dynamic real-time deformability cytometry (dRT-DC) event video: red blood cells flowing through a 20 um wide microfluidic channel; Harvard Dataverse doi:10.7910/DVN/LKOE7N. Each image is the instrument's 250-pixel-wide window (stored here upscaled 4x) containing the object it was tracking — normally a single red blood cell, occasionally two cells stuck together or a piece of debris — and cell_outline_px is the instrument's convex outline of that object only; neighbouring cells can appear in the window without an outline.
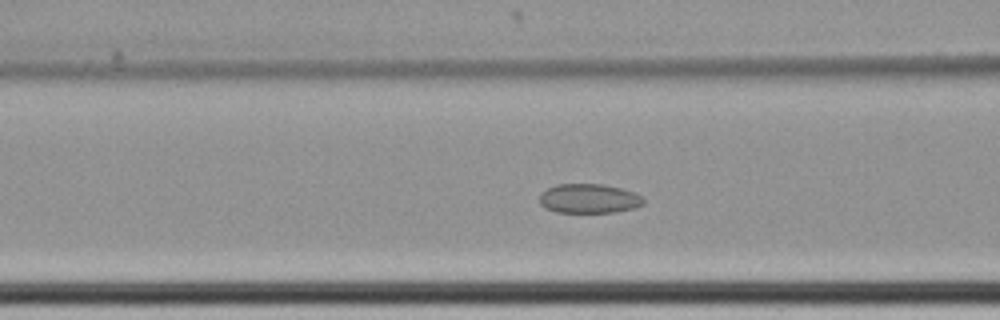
{"species": "common noctule bat (a hibernating species)", "species_latin": "Nyctalus noctula", "temperature_condition": "cold", "stored_images_in_passage": 65, "camera_frame_rate_fps": 3000, "um_per_image_px": 0.085, "animal": {"sex": "female", "body_mass_g": 22.7, "forearm_length_mm": 54.2}, "frame": {"image": 1, "passage_image": 28, "time_ms": 9.0, "image_size_px": [1000, 320], "cell_outline_px": [[644, 204], [636, 208], [616, 212], [556, 212], [544, 208], [540, 204], [540, 192], [556, 184], [604, 184], [620, 188], [632, 192], [640, 196], [644, 200]], "centroid_in_image_um": [50.04, 16.88], "position_along_channel_um": 116.6, "area_um2": 17.86}}
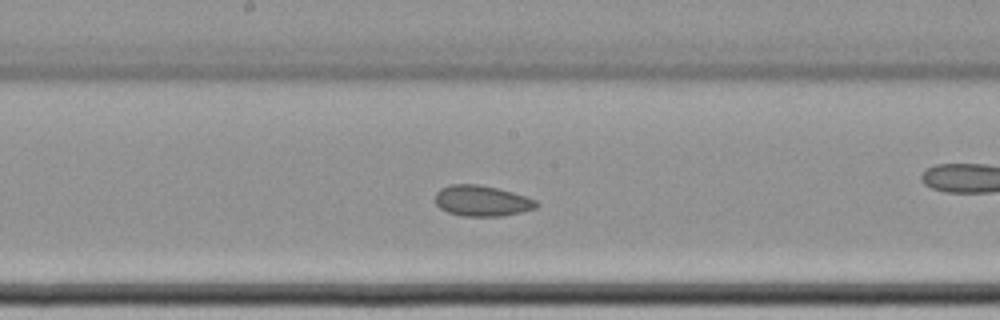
{"frame": {"image": 2, "passage_image": 36, "time_ms": 11.667, "image_size_px": [1000, 320], "cell_outline_px": [[540, 204], [536, 208], [520, 212], [500, 216], [460, 216], [448, 212], [440, 208], [436, 204], [436, 192], [440, 188], [448, 184], [480, 184], [512, 192], [536, 200]], "centroid_in_image_um": [40.94, 17.06], "position_along_channel_um": 207.3, "area_um2": 18.15}}
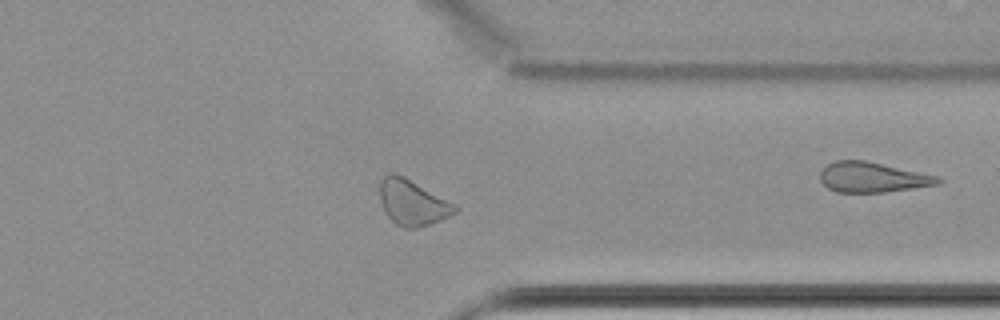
{"frame": {"image": 3, "passage_image": 51, "time_ms": 16.667, "image_size_px": [1000, 320], "cell_outline_px": [[460, 208], [456, 212], [432, 224], [420, 228], [404, 228], [396, 224], [384, 212], [380, 200], [380, 180], [384, 176], [392, 172], [396, 172], [404, 176], [456, 204]], "centroid_in_image_um": [35.06, 17.21], "position_along_channel_um": 376.3, "area_um2": 20.17}, "authors_computed_cell_mechanics": {"area_um2": 20.1722, "velocity_mm_per_s": 3.4046, "shape_relaxation_time_tau1_ms": null, "shape_relaxation_time_tau2_ms": 5.0199, "deformation_change_tau1": null, "deformation_change_tau2": 0.0863}}